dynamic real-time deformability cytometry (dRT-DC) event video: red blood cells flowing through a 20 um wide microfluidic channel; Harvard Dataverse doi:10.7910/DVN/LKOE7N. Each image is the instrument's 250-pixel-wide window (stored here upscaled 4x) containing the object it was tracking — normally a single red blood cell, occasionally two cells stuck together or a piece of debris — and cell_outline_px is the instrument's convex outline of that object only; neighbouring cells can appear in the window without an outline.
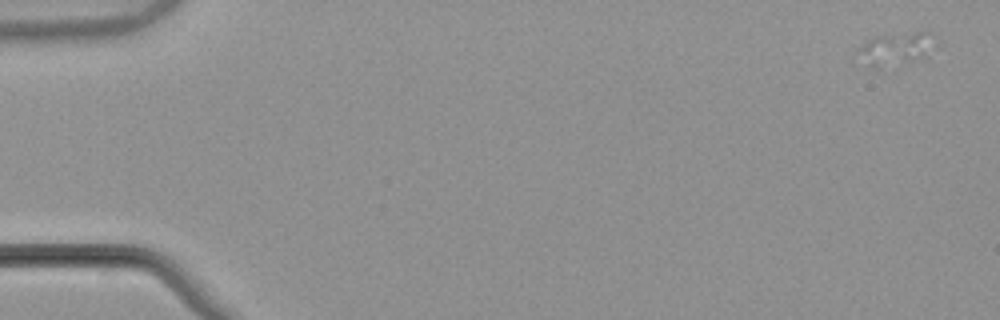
{"species": "common noctule bat (a hibernating species)", "species_latin": "Nyctalus noctula", "temperature_condition": "warm", "stored_images_in_passage": 6, "camera_frame_rate_fps": 3000, "um_per_image_px": 0.085, "animal": {"sex": "male", "body_mass_g": 21.5, "forearm_length_mm": 52.0}, "frame": {"image": 1, "passage_image": 1, "time_ms": 0.0, "image_size_px": [1000, 320], "cell_outline_px": [[932, 32], [928, 52], [924, 56], [908, 64], [880, 68], [872, 68], [868, 64], [860, 48], [868, 40], [884, 36], [916, 32]], "centroid_in_image_um": [76.18, 4.19], "position_along_channel_um": 8.8, "area_um2": 13.64}}